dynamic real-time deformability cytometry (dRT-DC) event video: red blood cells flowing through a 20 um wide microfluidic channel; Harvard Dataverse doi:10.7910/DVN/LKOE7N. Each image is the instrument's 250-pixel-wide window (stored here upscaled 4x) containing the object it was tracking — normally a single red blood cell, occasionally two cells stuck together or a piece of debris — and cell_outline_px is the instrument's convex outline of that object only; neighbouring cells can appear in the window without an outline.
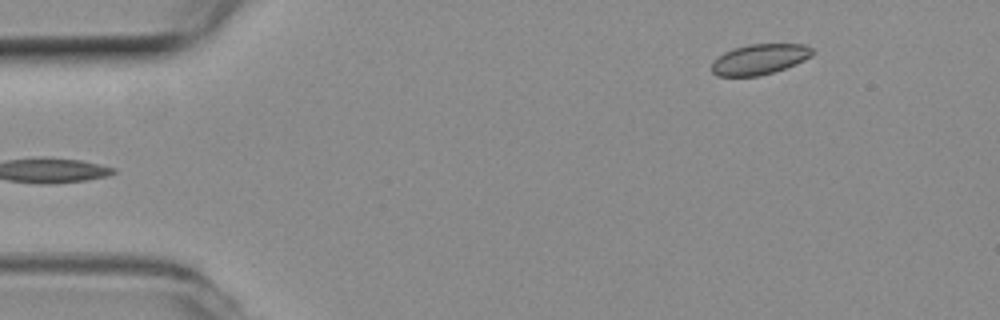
{"species": "common noctule bat (a hibernating species)", "species_latin": "Nyctalus noctula", "temperature_condition": "room temperature", "stored_images_in_passage": 49, "camera_frame_rate_fps": 3000, "um_per_image_px": 0.085, "animal": {"sex": "female", "body_mass_g": 19.3, "forearm_length_mm": 54.1}, "frame": {"image": 1, "passage_image": 1, "time_ms": 0.0, "image_size_px": [1000, 320], "cell_outline_px": [[816, 52], [812, 56], [796, 64], [760, 76], [716, 76], [712, 72], [712, 60], [724, 52], [732, 48], [748, 44], [804, 44], [812, 48]], "centroid_in_image_um": [64.55, 5.03], "position_along_channel_um": 20.4, "area_um2": 18.03}}
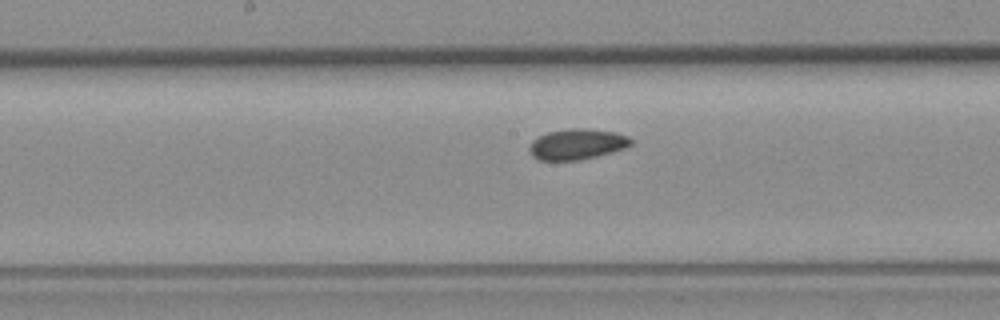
{"frame": {"image": 2, "passage_image": 22, "time_ms": 7.0, "image_size_px": [1000, 320], "cell_outline_px": [[632, 144], [624, 148], [596, 156], [580, 160], [540, 160], [532, 156], [528, 148], [532, 140], [548, 132], [572, 128], [580, 128], [616, 132], [628, 136], [632, 140]], "centroid_in_image_um": [49.03, 12.25], "position_along_channel_um": 199.2, "area_um2": 17.98}}
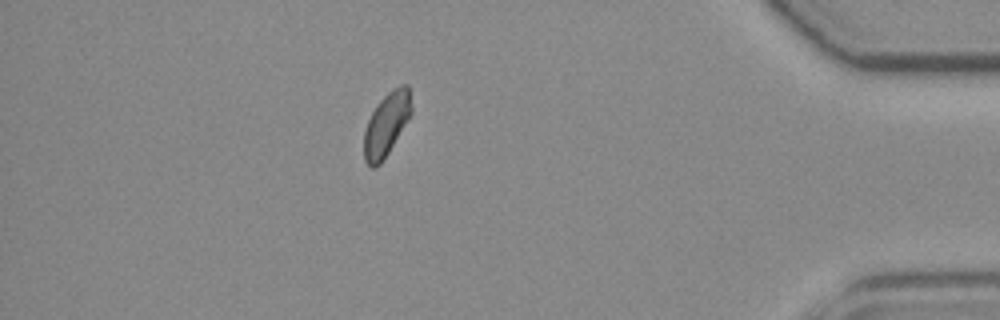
{"frame": {"image": 3, "passage_image": 42, "time_ms": 13.667, "image_size_px": [1000, 320], "cell_outline_px": [[412, 112], [388, 152], [380, 164], [376, 168], [372, 168], [364, 160], [364, 132], [368, 120], [376, 104], [392, 88], [400, 84], [408, 84], [412, 108]], "centroid_in_image_um": [32.84, 10.54], "position_along_channel_um": 402.4, "area_um2": 17.34}, "authors_computed_cell_mechanics": {"area_um2": 17.9758, "velocity_mm_per_s": 3.7668, "shape_relaxation_time_tau1_ms": 9.8094, "shape_relaxation_time_tau2_ms": 6.5771, "deformation_change_tau1": 0.088, "deformation_change_tau2": 0.0653}}